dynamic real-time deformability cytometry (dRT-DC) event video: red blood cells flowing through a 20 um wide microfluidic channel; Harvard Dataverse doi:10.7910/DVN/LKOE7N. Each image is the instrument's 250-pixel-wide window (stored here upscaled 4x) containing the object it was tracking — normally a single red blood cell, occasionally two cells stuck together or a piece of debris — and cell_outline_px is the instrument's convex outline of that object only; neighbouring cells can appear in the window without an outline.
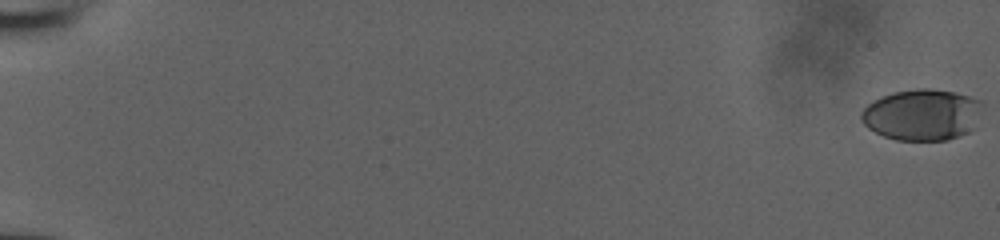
{"species": "human", "species_latin": "Homo sapiens", "temperature_condition": "room temperature", "stored_images_in_passage": 40, "camera_frame_rate_fps": 3000, "um_per_image_px": 0.085, "donor": {"sex": "male"}, "frame": {"image": 1, "passage_image": 1, "time_ms": 0.0, "image_size_px": [1000, 240], "cell_outline_px": [[984, 104], [972, 128], [968, 132], [948, 140], [896, 140], [884, 136], [868, 128], [860, 120], [860, 112], [872, 100], [892, 92], [916, 88], [928, 88], [956, 92], [972, 96], [984, 100]], "centroid_in_image_um": [78.38, 9.73], "position_along_channel_um": 6.6, "area_um2": 36.59}}
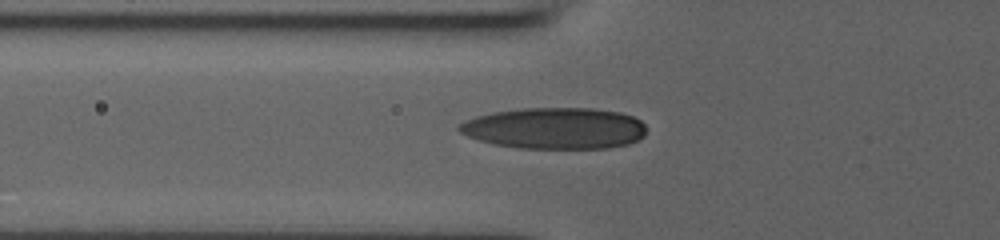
{"frame": {"image": 2, "passage_image": 23, "time_ms": 7.333, "image_size_px": [1000, 240], "cell_outline_px": [[644, 136], [628, 144], [608, 148], [520, 148], [492, 144], [468, 136], [460, 132], [456, 128], [464, 120], [476, 116], [492, 112], [524, 108], [592, 108], [620, 112], [632, 116], [640, 120], [644, 124]], "centroid_in_image_um": [47.14, 10.9], "position_along_channel_um": 78.7, "area_um2": 45.14}}
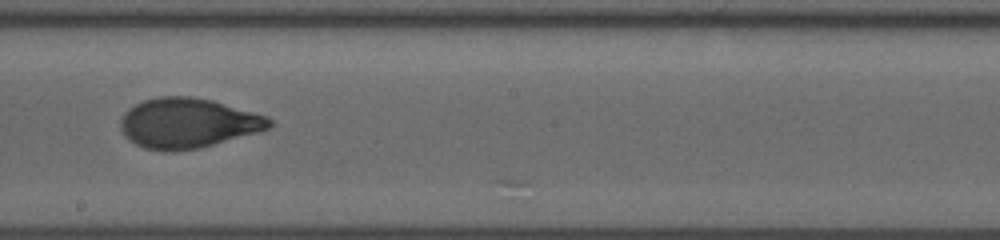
{"frame": {"image": 3, "passage_image": 34, "time_ms": 11.0, "image_size_px": [1000, 240], "cell_outline_px": [[272, 124], [268, 128], [260, 132], [200, 148], [172, 152], [164, 152], [144, 148], [136, 144], [120, 128], [120, 120], [124, 112], [128, 108], [144, 100], [160, 96], [192, 96], [212, 100], [268, 116], [272, 120]], "centroid_in_image_um": [15.98, 10.47], "position_along_channel_um": 232.2, "area_um2": 43.47}}